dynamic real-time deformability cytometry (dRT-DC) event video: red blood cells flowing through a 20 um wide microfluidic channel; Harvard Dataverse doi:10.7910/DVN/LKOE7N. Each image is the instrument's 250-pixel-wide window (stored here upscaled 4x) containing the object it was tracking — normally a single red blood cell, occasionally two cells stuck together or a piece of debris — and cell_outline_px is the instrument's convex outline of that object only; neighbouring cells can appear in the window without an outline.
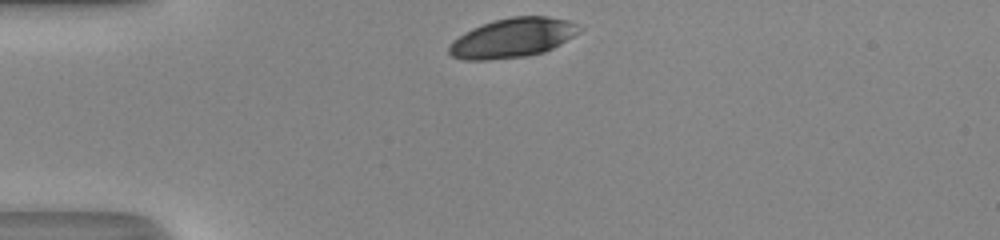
{"species": "human", "species_latin": "Homo sapiens", "temperature_condition": "room temperature", "stored_images_in_passage": 29, "camera_frame_rate_fps": 3000, "um_per_image_px": 0.085, "donor": {"sex": "male"}, "frame": {"image": 1, "passage_image": 1, "time_ms": 0.0, "image_size_px": [1000, 240], "cell_outline_px": [[584, 28], [580, 32], [560, 44], [544, 52], [528, 56], [488, 60], [464, 60], [452, 56], [448, 52], [448, 48], [452, 40], [464, 32], [472, 28], [496, 20], [512, 16], [548, 16], [568, 20]], "centroid_in_image_um": [43.58, 3.22], "position_along_channel_um": 41.4, "area_um2": 30.0}}
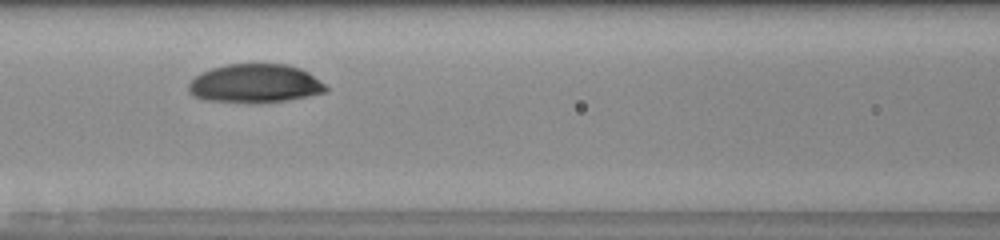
{"frame": {"image": 2, "passage_image": 11, "time_ms": 3.333, "image_size_px": [1000, 240], "cell_outline_px": [[328, 92], [288, 100], [204, 100], [192, 96], [188, 92], [188, 84], [200, 72], [212, 68], [228, 64], [288, 64], [300, 68], [308, 72], [320, 80], [328, 88]], "centroid_in_image_um": [21.69, 7.06], "position_along_channel_um": 144.9, "area_um2": 30.23}}
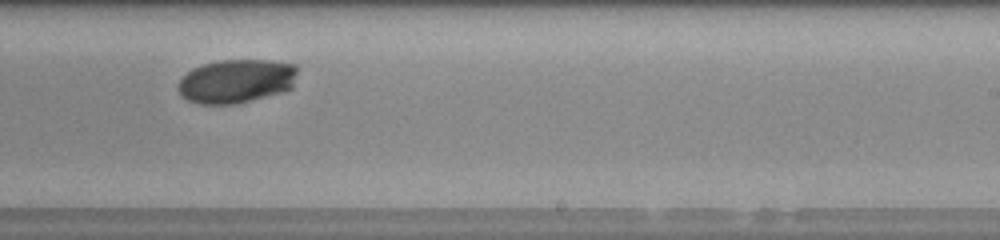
{"frame": {"image": 3, "passage_image": 20, "time_ms": 6.333, "image_size_px": [1000, 240], "cell_outline_px": [[296, 72], [292, 88], [280, 92], [236, 104], [200, 104], [188, 100], [180, 96], [180, 80], [192, 68], [216, 60], [272, 60], [296, 64]], "centroid_in_image_um": [20.09, 6.88], "position_along_channel_um": 268.9, "area_um2": 30.29}, "authors_computed_cell_mechanics": {"area_um2": 30.7496, "velocity_mm_per_s": 4.1468, "shape_relaxation_time_tau1_ms": 5.0192, "shape_relaxation_time_tau2_ms": null, "deformation_change_tau1": 0.1907, "deformation_change_tau2": null}}